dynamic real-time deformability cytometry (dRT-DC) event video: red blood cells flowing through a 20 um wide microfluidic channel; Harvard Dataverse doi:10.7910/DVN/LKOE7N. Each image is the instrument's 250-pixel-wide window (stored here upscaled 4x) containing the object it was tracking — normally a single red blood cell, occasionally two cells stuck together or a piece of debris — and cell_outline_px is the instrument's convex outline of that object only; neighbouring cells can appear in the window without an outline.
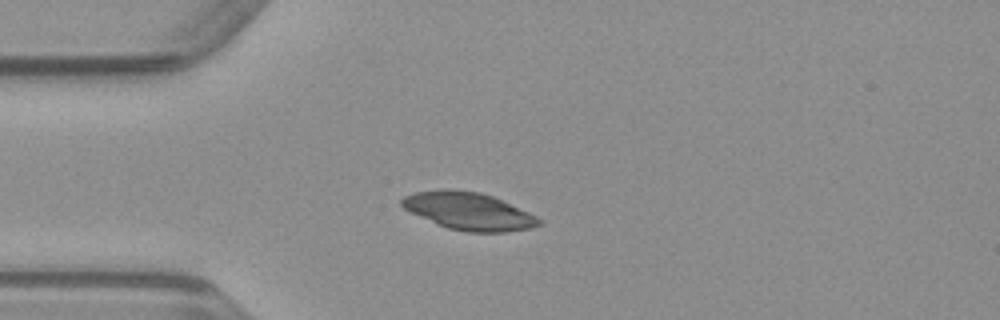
{"species": "common noctule bat (a hibernating species)", "species_latin": "Nyctalus noctula", "temperature_condition": "warm", "stored_images_in_passage": 38, "camera_frame_rate_fps": 3000, "um_per_image_px": 0.085, "animal": {"sex": "male", "body_mass_g": 23.1, "forearm_length_mm": 52.7}, "frame": {"image": 1, "passage_image": 1, "time_ms": 0.0, "image_size_px": [1000, 320], "cell_outline_px": [[540, 224], [528, 228], [504, 232], [468, 232], [448, 228], [412, 212], [404, 208], [400, 204], [400, 200], [404, 196], [416, 192], [440, 188], [452, 188], [480, 192], [492, 196], [528, 212], [536, 216], [540, 220]], "centroid_in_image_um": [39.8, 17.92], "position_along_channel_um": 45.2, "area_um2": 29.59}}
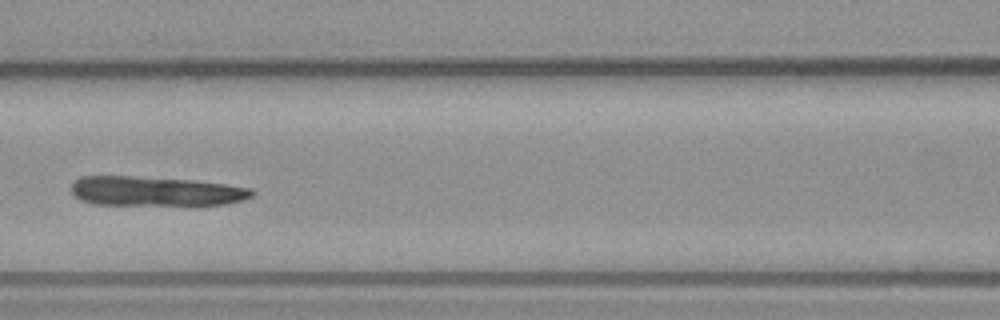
{"frame": {"image": 2, "passage_image": 10, "time_ms": 3.0, "image_size_px": [1000, 320], "cell_outline_px": [[256, 192], [252, 196], [240, 200], [224, 204], [96, 204], [84, 200], [76, 196], [72, 192], [72, 184], [80, 176], [132, 176], [192, 180], [224, 184], [252, 188]], "centroid_in_image_um": [13.23, 16.23], "position_along_channel_um": 153.4, "area_um2": 30.46}}
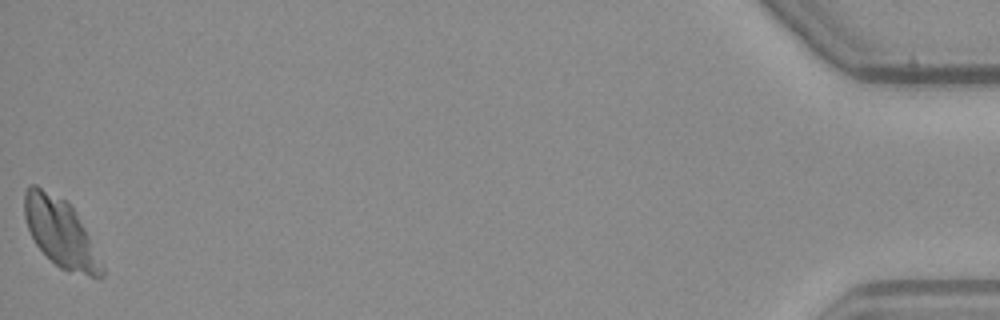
{"frame": {"image": 3, "passage_image": 38, "time_ms": 12.333, "image_size_px": [1000, 320], "cell_outline_px": [[104, 276], [100, 280], [60, 268], [36, 244], [28, 228], [24, 216], [24, 192], [28, 184], [36, 184], [68, 200], [84, 228], [104, 268]], "centroid_in_image_um": [5.12, 19.75], "position_along_channel_um": 430.1, "area_um2": 30.63}}